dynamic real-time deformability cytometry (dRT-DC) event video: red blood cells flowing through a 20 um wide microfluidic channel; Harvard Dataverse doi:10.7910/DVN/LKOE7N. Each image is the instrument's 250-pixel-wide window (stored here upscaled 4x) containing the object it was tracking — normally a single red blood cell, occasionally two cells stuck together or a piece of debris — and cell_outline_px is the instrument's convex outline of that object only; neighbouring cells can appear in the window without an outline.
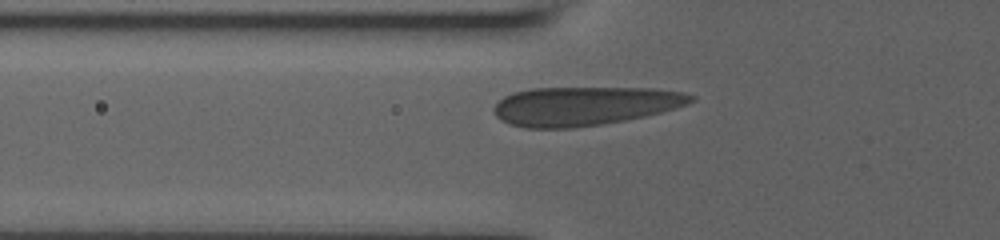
{"species": "human", "species_latin": "Homo sapiens", "temperature_condition": "room temperature", "stored_images_in_passage": 15, "camera_frame_rate_fps": 3000, "um_per_image_px": 0.085, "donor": {"sex": "male"}, "frame": {"image": 1, "passage_image": 7, "time_ms": 3.0, "image_size_px": [1000, 240], "cell_outline_px": [[696, 100], [688, 104], [676, 108], [644, 116], [624, 120], [600, 124], [572, 128], [524, 128], [500, 120], [492, 112], [492, 108], [504, 96], [512, 92], [532, 88], [656, 88], [684, 92], [696, 96]], "centroid_in_image_um": [49.68, 9.0], "position_along_channel_um": 76.1, "area_um2": 44.8}}
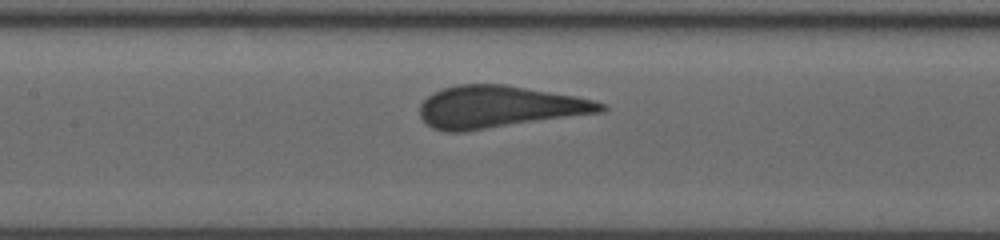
{"frame": {"image": 2, "passage_image": 12, "time_ms": 5.333, "image_size_px": [1000, 240], "cell_outline_px": [[608, 108], [604, 112], [464, 132], [444, 132], [432, 128], [420, 116], [420, 104], [432, 92], [456, 84], [504, 84], [576, 96], [608, 104]], "centroid_in_image_um": [42.44, 9.09], "position_along_channel_um": 165.0, "area_um2": 44.68}}
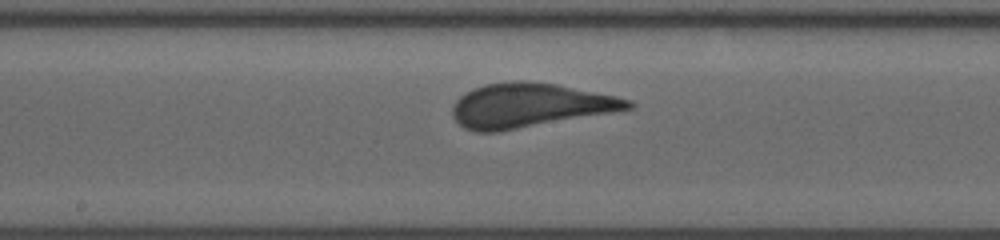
{"frame": {"image": 3, "passage_image": 14, "time_ms": 6.333, "image_size_px": [1000, 240], "cell_outline_px": [[636, 104], [632, 108], [612, 112], [496, 132], [476, 132], [464, 128], [452, 116], [452, 104], [464, 92], [472, 88], [484, 84], [512, 80], [524, 80], [556, 84], [616, 96], [632, 100]], "centroid_in_image_um": [44.98, 8.94], "position_along_channel_um": 203.2, "area_um2": 45.2}}